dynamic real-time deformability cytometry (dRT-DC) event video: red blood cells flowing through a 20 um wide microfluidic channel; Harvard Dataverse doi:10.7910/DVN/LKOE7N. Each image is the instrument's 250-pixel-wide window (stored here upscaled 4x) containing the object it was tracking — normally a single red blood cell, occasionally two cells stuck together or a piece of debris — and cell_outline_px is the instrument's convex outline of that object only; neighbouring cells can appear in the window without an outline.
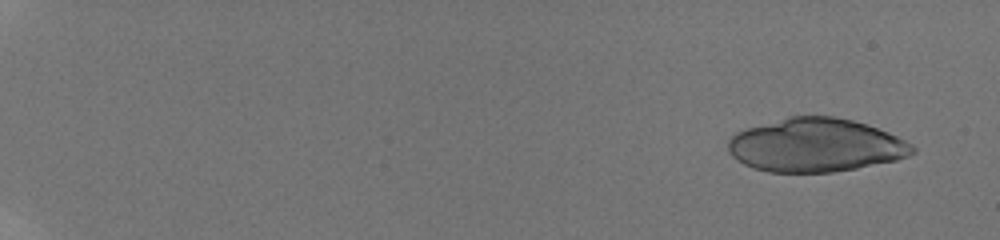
{"species": "human", "species_latin": "Homo sapiens", "temperature_condition": "room temperature", "stored_images_in_passage": 16, "segment_of_instrument_passage": [1, 2], "camera_frame_rate_fps": 3000, "um_per_image_px": 0.085, "donor": {"sex": "male"}, "frame": {"image": 1, "passage_image": 2, "time_ms": 0.667, "image_size_px": [1000, 240], "cell_outline_px": [[916, 152], [908, 156], [896, 160], [856, 168], [832, 172], [768, 172], [752, 168], [736, 160], [728, 152], [728, 140], [736, 132], [744, 128], [788, 116], [836, 116], [852, 120], [888, 132], [912, 144], [916, 148]], "centroid_in_image_um": [69.29, 12.34], "position_along_channel_um": 15.7, "area_um2": 57.68}}